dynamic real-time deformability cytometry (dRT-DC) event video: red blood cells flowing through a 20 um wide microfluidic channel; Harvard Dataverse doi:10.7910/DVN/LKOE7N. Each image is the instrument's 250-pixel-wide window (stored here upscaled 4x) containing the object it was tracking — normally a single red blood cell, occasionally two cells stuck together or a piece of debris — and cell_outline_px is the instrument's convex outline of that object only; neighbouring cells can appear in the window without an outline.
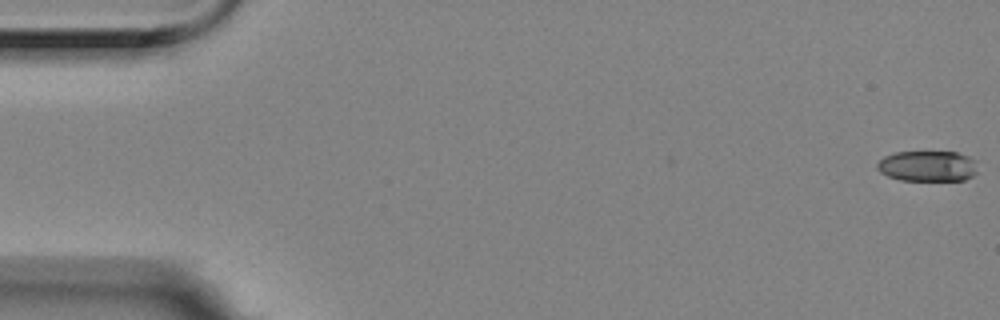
{"species": "Egyptian fruit bat (a non-hibernating species)", "species_latin": "Rousettus aegyptiacus", "temperature_condition": "room temperature", "stored_images_in_passage": 10, "camera_frame_rate_fps": 3000, "um_per_image_px": 0.085, "animal": {"sex": "female"}, "frame": {"image": 1, "passage_image": 1, "time_ms": 0.0, "image_size_px": [1000, 320], "cell_outline_px": [[976, 172], [972, 176], [964, 180], [900, 180], [888, 176], [880, 172], [876, 168], [876, 164], [884, 156], [896, 152], [956, 152], [968, 156], [976, 160]], "centroid_in_image_um": [78.84, 14.11], "position_along_channel_um": 6.2, "area_um2": 17.98}}
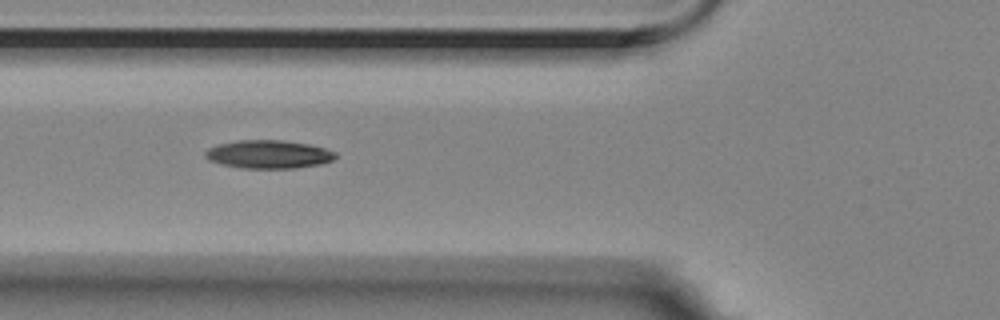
{"frame": {"image": 2, "passage_image": 6, "time_ms": 1.667, "image_size_px": [1000, 320], "cell_outline_px": [[336, 156], [332, 160], [320, 164], [296, 168], [240, 168], [220, 164], [208, 160], [204, 156], [204, 152], [208, 148], [216, 144], [236, 140], [280, 140], [308, 144], [324, 148], [336, 152]], "centroid_in_image_um": [22.77, 13.11], "position_along_channel_um": 103.0, "area_um2": 21.56}}
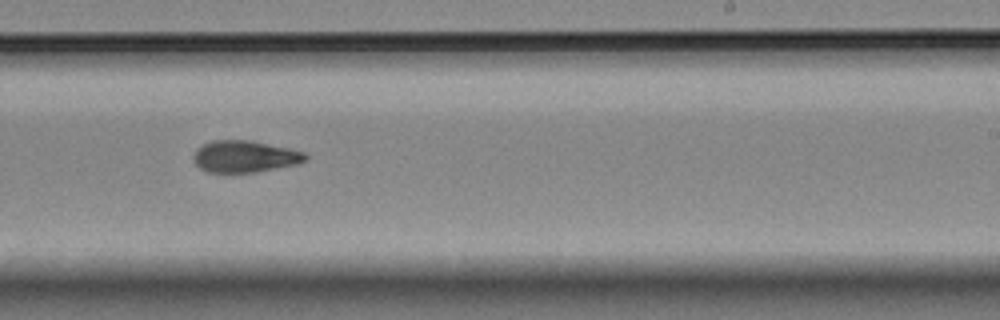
{"frame": {"image": 3, "passage_image": 10, "time_ms": 3.0, "image_size_px": [1000, 320], "cell_outline_px": [[308, 160], [296, 164], [256, 172], [208, 172], [200, 168], [192, 160], [192, 156], [196, 148], [212, 140], [248, 140], [292, 148], [304, 152], [308, 156]], "centroid_in_image_um": [20.8, 13.29], "position_along_channel_um": 268.2, "area_um2": 20.87}}